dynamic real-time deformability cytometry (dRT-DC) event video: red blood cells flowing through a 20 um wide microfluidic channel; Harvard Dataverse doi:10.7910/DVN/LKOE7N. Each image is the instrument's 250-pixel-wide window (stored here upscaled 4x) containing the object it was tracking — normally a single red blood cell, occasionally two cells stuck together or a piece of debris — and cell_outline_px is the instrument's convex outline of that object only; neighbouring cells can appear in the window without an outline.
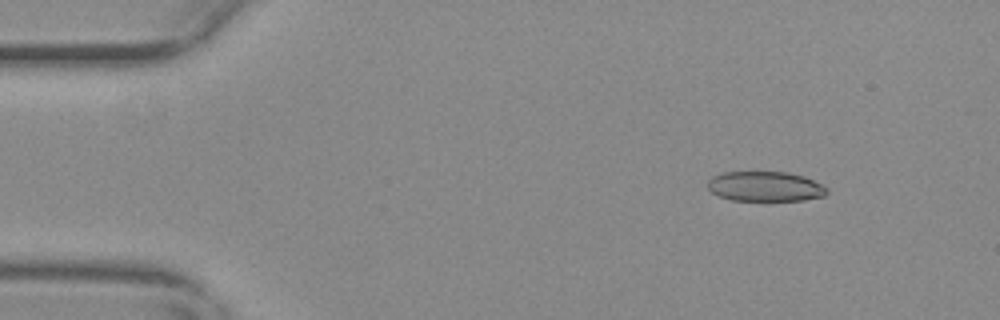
{"species": "common noctule bat (a hibernating species)", "species_latin": "Nyctalus noctula", "temperature_condition": "warm", "stored_images_in_passage": 55, "camera_frame_rate_fps": 3000, "um_per_image_px": 0.085, "animal": {"sex": "female", "body_mass_g": 29.2, "forearm_length_mm": 56.3}, "frame": {"image": 1, "passage_image": 6, "time_ms": 1.667, "image_size_px": [1000, 320], "cell_outline_px": [[828, 192], [824, 196], [804, 200], [732, 200], [720, 196], [712, 192], [708, 188], [708, 180], [712, 176], [720, 172], [788, 172], [804, 176], [828, 188]], "centroid_in_image_um": [65.03, 15.84], "position_along_channel_um": 20.0, "area_um2": 20.75}}
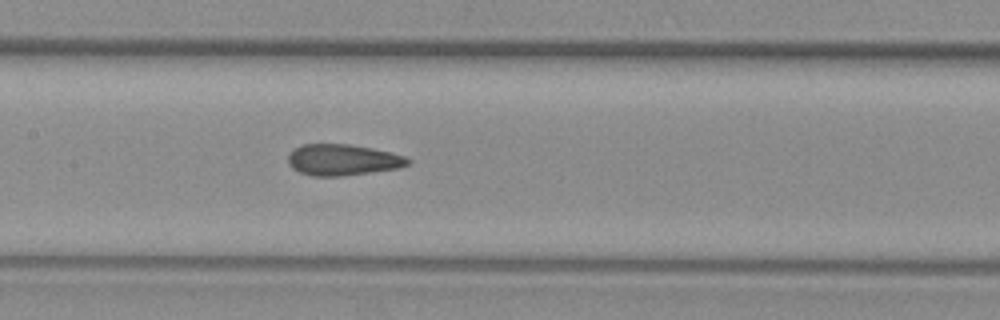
{"frame": {"image": 2, "passage_image": 26, "time_ms": 8.333, "image_size_px": [1000, 320], "cell_outline_px": [[412, 160], [408, 164], [400, 168], [344, 176], [312, 176], [300, 172], [292, 168], [288, 164], [288, 156], [296, 148], [304, 144], [348, 144], [372, 148], [404, 156]], "centroid_in_image_um": [29.14, 13.6], "position_along_channel_um": 178.3, "area_um2": 21.68}}
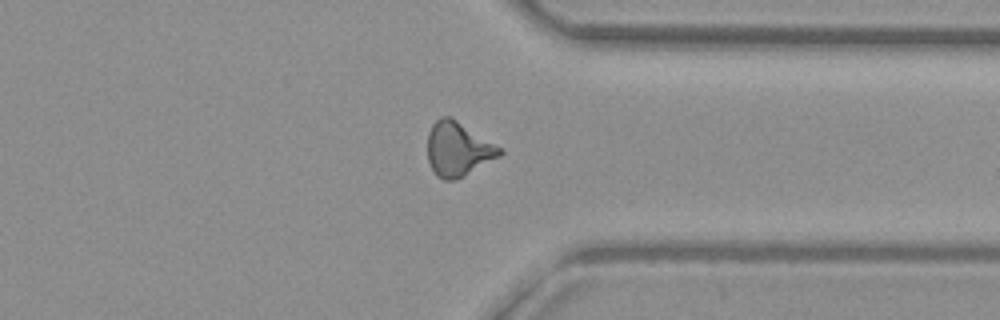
{"frame": {"image": 3, "passage_image": 42, "time_ms": 13.667, "image_size_px": [1000, 320], "cell_outline_px": [[504, 152], [500, 156], [456, 180], [444, 180], [436, 176], [428, 160], [428, 132], [432, 124], [440, 116], [452, 116], [504, 148]], "centroid_in_image_um": [38.96, 12.64], "position_along_channel_um": 372.4, "area_um2": 23.18}, "authors_computed_cell_mechanics": {"area_um2": 21.8484, "velocity_mm_per_s": 3.7055, "shape_relaxation_time_tau1_ms": null, "shape_relaxation_time_tau2_ms": 1.8773, "deformation_change_tau1": null, "deformation_change_tau2": 0.0939}}